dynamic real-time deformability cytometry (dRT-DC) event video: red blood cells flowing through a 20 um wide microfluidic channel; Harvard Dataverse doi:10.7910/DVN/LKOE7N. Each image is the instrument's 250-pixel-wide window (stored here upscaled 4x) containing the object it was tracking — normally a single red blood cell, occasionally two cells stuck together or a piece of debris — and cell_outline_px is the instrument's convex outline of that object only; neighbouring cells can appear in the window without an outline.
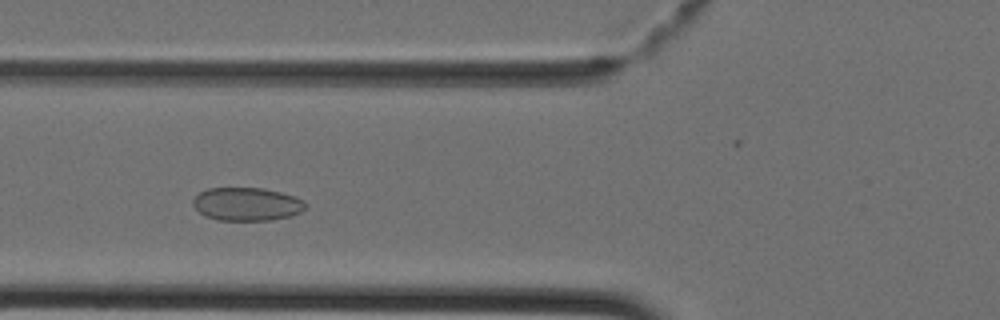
{"species": "Egyptian fruit bat (a non-hibernating species)", "species_latin": "Rousettus aegyptiacus", "temperature_condition": "cold", "stored_images_in_passage": 38, "camera_frame_rate_fps": 3000, "um_per_image_px": 0.085, "animal": {"sex": "female"}, "frame": {"image": 1, "passage_image": 10, "time_ms": 3.0, "image_size_px": [1000, 320], "cell_outline_px": [[308, 204], [300, 212], [292, 216], [272, 220], [216, 220], [204, 216], [192, 204], [192, 200], [200, 192], [208, 188], [264, 188], [296, 196], [304, 200]], "centroid_in_image_um": [21.0, 17.35], "position_along_channel_um": 104.8, "area_um2": 21.96}}
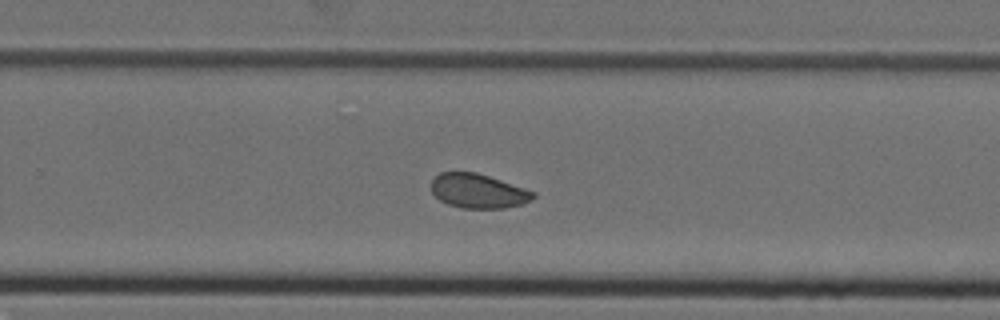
{"frame": {"image": 2, "passage_image": 22, "time_ms": 7.0, "image_size_px": [1000, 320], "cell_outline_px": [[536, 196], [532, 200], [520, 204], [504, 208], [460, 208], [448, 204], [440, 200], [432, 192], [432, 180], [440, 172], [476, 172], [536, 192]], "centroid_in_image_um": [40.64, 16.24], "position_along_channel_um": 289.2, "area_um2": 20.23}}
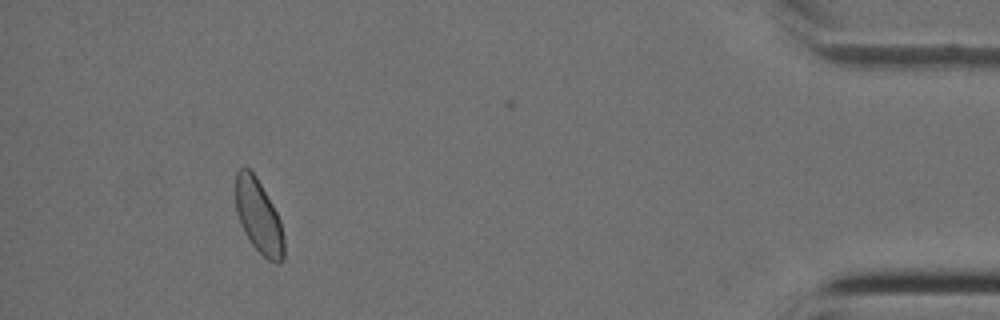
{"frame": {"image": 3, "passage_image": 34, "time_ms": 11.0, "image_size_px": [1000, 320], "cell_outline_px": [[284, 260], [276, 264], [268, 260], [252, 244], [240, 224], [236, 212], [236, 172], [244, 164], [256, 176], [272, 204], [280, 220], [284, 236]], "centroid_in_image_um": [21.99, 18.4], "position_along_channel_um": 413.2, "area_um2": 20.75}}